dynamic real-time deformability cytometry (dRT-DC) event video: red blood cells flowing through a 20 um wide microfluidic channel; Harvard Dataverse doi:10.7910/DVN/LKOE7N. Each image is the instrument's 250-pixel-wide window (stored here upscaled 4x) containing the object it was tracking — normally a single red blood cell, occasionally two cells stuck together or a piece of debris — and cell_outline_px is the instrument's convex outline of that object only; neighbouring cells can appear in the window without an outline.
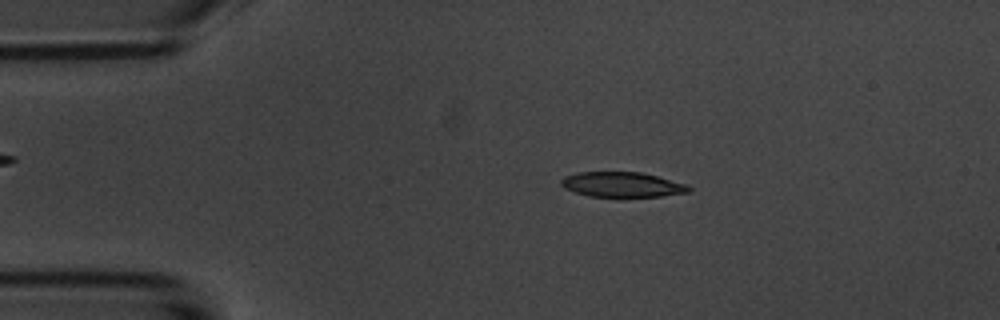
{"species": "common noctule bat (a hibernating species)", "species_latin": "Nyctalus noctula", "temperature_condition": "room temperature", "stored_images_in_passage": 49, "camera_frame_rate_fps": 3000, "um_per_image_px": 0.085, "animal": {"sex": "male", "body_mass_g": 20.1, "forearm_length_mm": 53.5}, "frame": {"image": 1, "passage_image": 6, "time_ms": 1.667, "image_size_px": [1000, 320], "cell_outline_px": [[692, 188], [688, 192], [660, 196], [620, 200], [616, 200], [588, 196], [564, 188], [560, 184], [560, 180], [564, 176], [576, 172], [640, 172], [688, 184]], "centroid_in_image_um": [52.86, 15.74], "position_along_channel_um": 32.1, "area_um2": 19.59}}
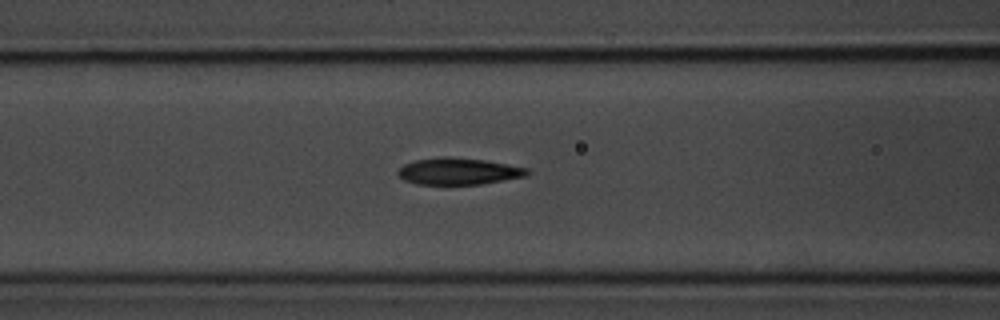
{"frame": {"image": 2, "passage_image": 17, "time_ms": 5.333, "image_size_px": [1000, 320], "cell_outline_px": [[528, 172], [524, 176], [480, 184], [416, 184], [404, 180], [396, 172], [404, 164], [412, 160], [444, 156], [448, 156], [484, 160], [508, 164], [528, 168]], "centroid_in_image_um": [38.91, 14.54], "position_along_channel_um": 127.7, "area_um2": 20.0}}
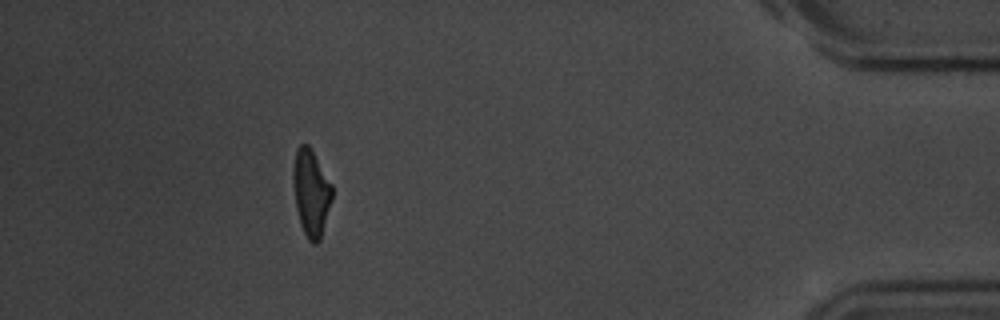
{"frame": {"image": 3, "passage_image": 44, "time_ms": 14.333, "image_size_px": [1000, 320], "cell_outline_px": [[332, 200], [320, 240], [316, 244], [312, 244], [308, 240], [300, 224], [296, 208], [292, 180], [292, 168], [296, 148], [300, 144], [308, 144], [332, 184]], "centroid_in_image_um": [26.42, 16.38], "position_along_channel_um": 408.8, "area_um2": 19.83}, "authors_computed_cell_mechanics": {"area_um2": 20.23, "velocity_mm_per_s": 3.7458, "shape_relaxation_time_tau1_ms": 3.2745, "shape_relaxation_time_tau2_ms": 2.7234, "deformation_change_tau1": 0.137, "deformation_change_tau2": 0.1096}}